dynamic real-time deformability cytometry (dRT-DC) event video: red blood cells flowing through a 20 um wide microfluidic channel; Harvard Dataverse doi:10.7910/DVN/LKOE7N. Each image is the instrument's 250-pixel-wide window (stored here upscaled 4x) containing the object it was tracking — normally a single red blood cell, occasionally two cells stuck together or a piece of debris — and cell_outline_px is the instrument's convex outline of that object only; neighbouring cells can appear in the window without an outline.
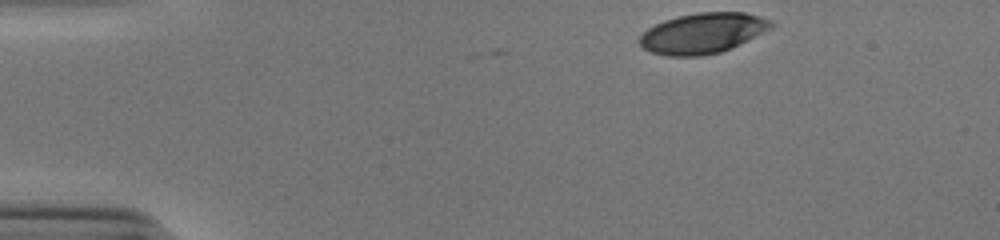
{"species": "human", "species_latin": "Homo sapiens", "temperature_condition": "cold", "stored_images_in_passage": 37, "camera_frame_rate_fps": 3000, "um_per_image_px": 0.085, "donor": {"sex": "male"}, "frame": {"image": 1, "passage_image": 1, "time_ms": 0.0, "image_size_px": [1000, 240], "cell_outline_px": [[776, 24], [772, 28], [748, 40], [720, 52], [700, 56], [668, 56], [652, 52], [644, 48], [640, 44], [640, 36], [648, 28], [664, 20], [680, 16], [700, 12], [744, 12], [760, 16], [772, 20]], "centroid_in_image_um": [59.77, 2.81], "position_along_channel_um": 25.2, "area_um2": 30.81}}
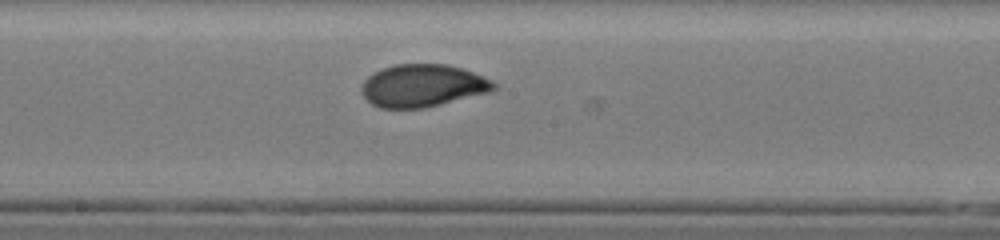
{"frame": {"image": 2, "passage_image": 22, "time_ms": 7.0, "image_size_px": [1000, 240], "cell_outline_px": [[496, 88], [492, 92], [424, 108], [380, 108], [372, 104], [364, 96], [360, 88], [364, 80], [368, 76], [384, 68], [396, 64], [448, 64], [484, 76], [492, 80], [496, 84]], "centroid_in_image_um": [35.95, 7.29], "position_along_channel_um": 212.2, "area_um2": 32.77}}
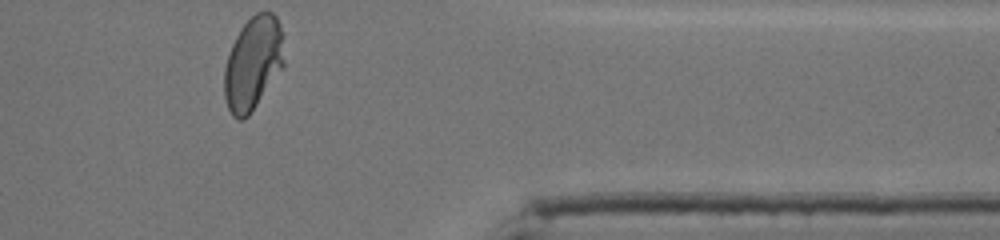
{"frame": {"image": 3, "passage_image": 37, "time_ms": 12.0, "image_size_px": [1000, 240], "cell_outline_px": [[284, 68], [248, 116], [244, 120], [236, 120], [232, 116], [228, 108], [224, 96], [224, 68], [228, 52], [240, 28], [256, 12], [272, 12], [276, 16], [280, 24], [284, 60]], "centroid_in_image_um": [21.49, 5.41], "position_along_channel_um": 389.9, "area_um2": 32.77}, "authors_computed_cell_mechanics": {"area_um2": 32.4836, "velocity_mm_per_s": 3.8808, "shape_relaxation_time_tau1_ms": 4.9174, "shape_relaxation_time_tau2_ms": 0.8063, "deformation_change_tau1": 0.1889, "deformation_change_tau2": 0.0432}}